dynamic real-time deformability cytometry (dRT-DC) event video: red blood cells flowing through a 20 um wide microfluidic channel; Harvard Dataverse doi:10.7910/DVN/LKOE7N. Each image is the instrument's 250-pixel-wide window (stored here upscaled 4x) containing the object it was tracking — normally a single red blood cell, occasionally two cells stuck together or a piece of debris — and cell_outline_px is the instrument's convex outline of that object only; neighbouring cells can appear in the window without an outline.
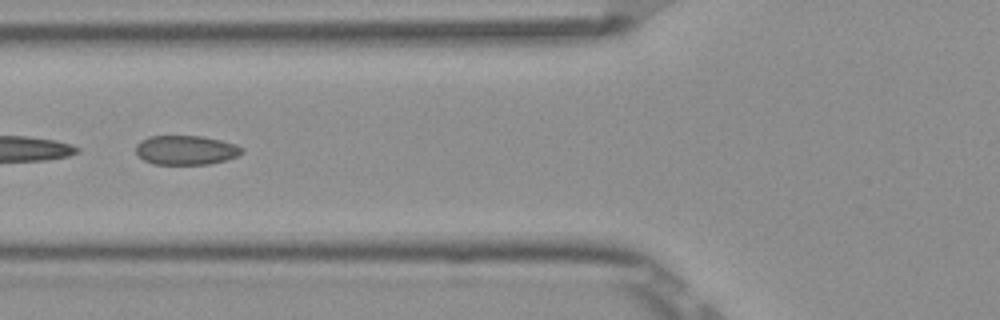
{"species": "Egyptian fruit bat (a non-hibernating species)", "species_latin": "Rousettus aegyptiacus", "temperature_condition": "room temperature", "stored_images_in_passage": 9, "camera_frame_rate_fps": 3000, "um_per_image_px": 0.085, "frame": {"image": 1, "passage_image": 6, "time_ms": 1.667, "image_size_px": [1000, 320], "cell_outline_px": [[244, 152], [236, 156], [224, 160], [208, 164], [152, 164], [144, 160], [136, 152], [136, 144], [140, 140], [148, 136], [200, 136], [220, 140], [236, 144], [244, 148]], "centroid_in_image_um": [15.79, 12.75], "position_along_channel_um": 110.0, "area_um2": 18.09}}
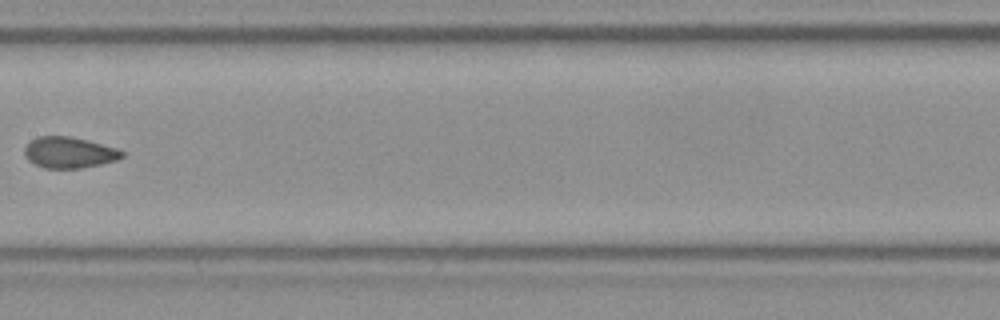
{"frame": {"image": 2, "passage_image": 8, "time_ms": 2.333, "image_size_px": [1000, 320], "cell_outline_px": [[124, 156], [116, 160], [100, 164], [80, 168], [44, 168], [28, 160], [24, 156], [24, 148], [36, 136], [72, 136], [88, 140], [116, 148], [124, 152]], "centroid_in_image_um": [5.86, 12.95], "position_along_channel_um": 201.5, "area_um2": 17.63}}
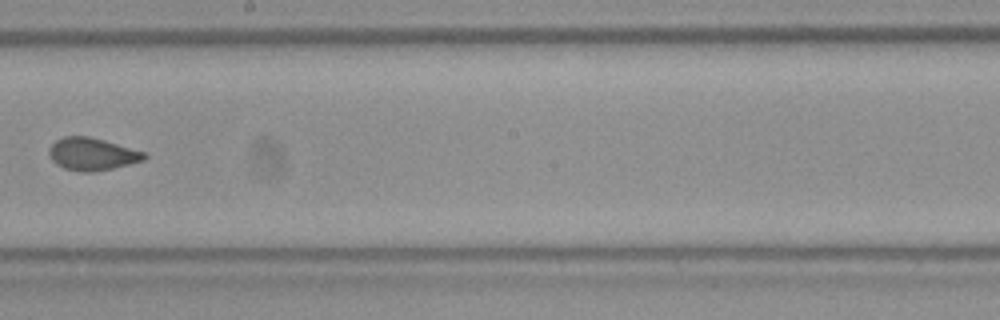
{"frame": {"image": 3, "passage_image": 9, "time_ms": 2.667, "image_size_px": [1000, 320], "cell_outline_px": [[148, 156], [144, 160], [112, 168], [92, 172], [80, 172], [64, 168], [56, 164], [52, 160], [48, 152], [48, 148], [56, 140], [64, 136], [88, 136], [104, 140], [148, 152]], "centroid_in_image_um": [7.84, 13.09], "position_along_channel_um": 240.4, "area_um2": 18.15}}